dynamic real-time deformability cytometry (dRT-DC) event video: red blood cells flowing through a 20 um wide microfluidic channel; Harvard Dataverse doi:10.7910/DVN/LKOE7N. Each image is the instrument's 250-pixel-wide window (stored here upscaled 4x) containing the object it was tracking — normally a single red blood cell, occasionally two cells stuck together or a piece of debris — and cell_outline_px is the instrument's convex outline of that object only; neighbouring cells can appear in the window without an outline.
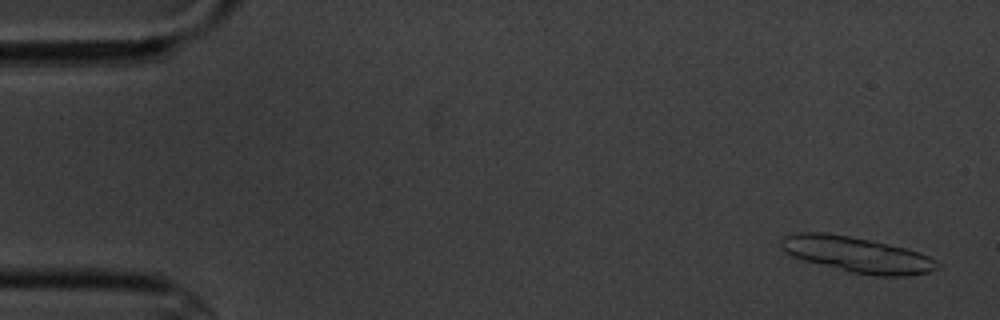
{"species": "common noctule bat (a hibernating species)", "species_latin": "Nyctalus noctula", "temperature_condition": "cold", "stored_images_in_passage": 10, "segment_of_instrument_passage": [1, 2], "camera_frame_rate_fps": 3000, "um_per_image_px": 0.085, "animal": {"sex": "male", "body_mass_g": 20.1, "forearm_length_mm": 53.5}, "frame": {"image": 1, "passage_image": 1, "time_ms": 0.0, "image_size_px": [1000, 320], "cell_outline_px": [[940, 268], [928, 272], [900, 276], [876, 276], [852, 272], [804, 260], [792, 256], [784, 252], [776, 244], [784, 236], [796, 232], [824, 232], [848, 236], [868, 240], [904, 248], [920, 252], [936, 260], [940, 264]], "centroid_in_image_um": [72.79, 21.63], "position_along_channel_um": 12.2, "area_um2": 32.25}}